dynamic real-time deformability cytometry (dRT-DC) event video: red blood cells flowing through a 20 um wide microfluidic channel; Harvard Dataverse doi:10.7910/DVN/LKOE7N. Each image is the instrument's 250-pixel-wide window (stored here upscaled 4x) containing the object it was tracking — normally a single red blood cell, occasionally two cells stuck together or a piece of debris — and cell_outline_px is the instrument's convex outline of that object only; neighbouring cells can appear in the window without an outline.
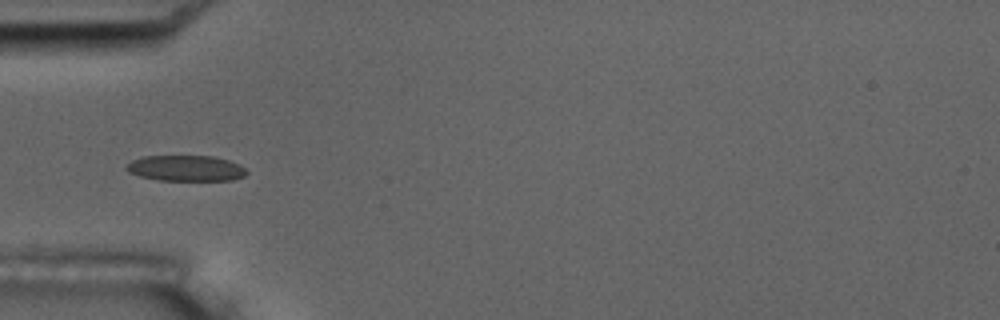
{"species": "common noctule bat (a hibernating species)", "species_latin": "Nyctalus noctula", "temperature_condition": "room temperature", "stored_images_in_passage": 7, "camera_frame_rate_fps": 3000, "um_per_image_px": 0.085, "animal": {"sex": "male", "body_mass_g": 17.5, "forearm_length_mm": 52.3}, "frame": {"image": 1, "passage_image": 4, "time_ms": 3.333, "image_size_px": [1000, 320], "cell_outline_px": [[248, 172], [244, 176], [232, 180], [156, 180], [140, 176], [128, 172], [124, 168], [132, 160], [140, 156], [212, 156], [228, 160], [240, 164]], "centroid_in_image_um": [15.78, 14.3], "position_along_channel_um": 69.2, "area_um2": 18.09}}
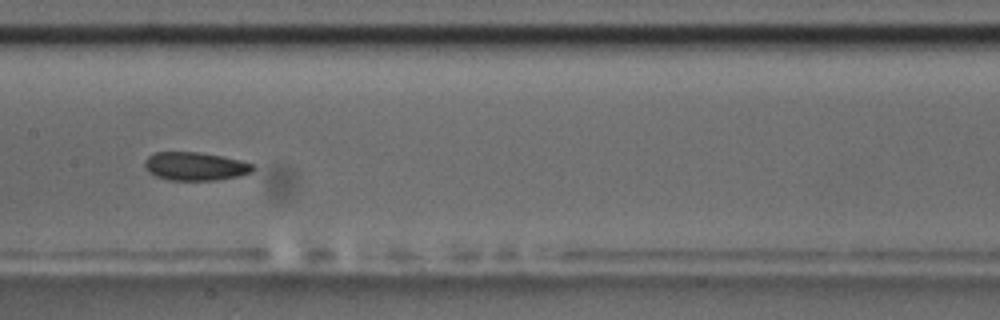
{"frame": {"image": 2, "passage_image": 7, "time_ms": 6.667, "image_size_px": [1000, 320], "cell_outline_px": [[256, 168], [252, 172], [240, 176], [216, 180], [168, 180], [156, 176], [148, 172], [144, 168], [144, 160], [148, 156], [156, 152], [200, 152], [240, 160], [252, 164]], "centroid_in_image_um": [16.58, 14.14], "position_along_channel_um": 190.8, "area_um2": 17.98}}